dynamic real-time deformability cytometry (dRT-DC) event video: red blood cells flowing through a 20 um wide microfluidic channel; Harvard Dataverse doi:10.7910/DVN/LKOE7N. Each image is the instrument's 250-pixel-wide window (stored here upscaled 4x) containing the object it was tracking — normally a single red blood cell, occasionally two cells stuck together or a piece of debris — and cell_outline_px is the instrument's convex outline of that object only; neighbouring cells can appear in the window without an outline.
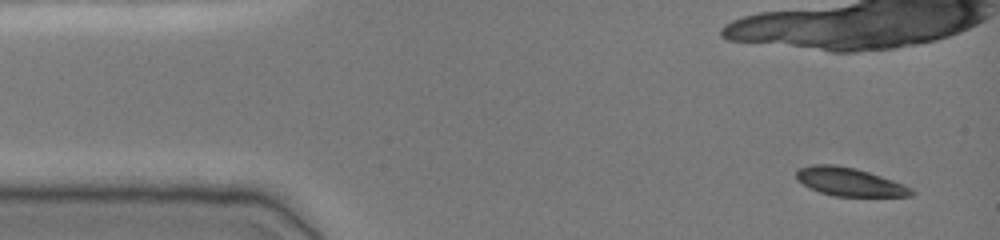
{"species": "common noctule bat (a hibernating species)", "species_latin": "Nyctalus noctula", "temperature_condition": "cold", "stored_images_in_passage": 16, "camera_frame_rate_fps": 3000, "um_per_image_px": 0.085, "animal": {"sex": "female", "body_mass_g": 19.0, "forearm_length_mm": 51.5}, "frame": {"image": 1, "passage_image": 1, "time_ms": 0.0, "image_size_px": [1000, 240], "cell_outline_px": [[916, 192], [912, 196], [832, 196], [808, 188], [796, 180], [796, 172], [800, 168], [812, 164], [836, 164], [856, 168], [904, 184], [912, 188]], "centroid_in_image_um": [72.18, 15.46], "position_along_channel_um": 12.8, "area_um2": 19.13}}